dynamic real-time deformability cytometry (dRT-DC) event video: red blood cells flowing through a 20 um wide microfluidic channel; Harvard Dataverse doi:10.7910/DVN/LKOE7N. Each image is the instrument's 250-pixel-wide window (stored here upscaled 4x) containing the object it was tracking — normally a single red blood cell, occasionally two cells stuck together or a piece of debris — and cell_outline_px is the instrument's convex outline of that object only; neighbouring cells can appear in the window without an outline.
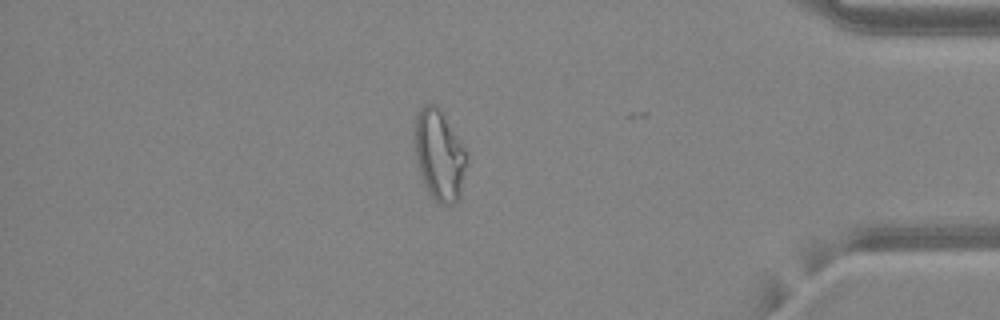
{"species": "common noctule bat (a hibernating species)", "species_latin": "Nyctalus noctula", "temperature_condition": "warm", "stored_images_in_passage": 43, "camera_frame_rate_fps": 3000, "um_per_image_px": 0.085, "animal": {"sex": "female", "body_mass_g": 24.6, "forearm_length_mm": 56.2}, "frame": {"image": 1, "passage_image": 42, "time_ms": 13.667, "image_size_px": [1000, 320], "cell_outline_px": [[468, 160], [460, 196], [452, 204], [440, 204], [428, 192], [424, 184], [416, 160], [416, 112], [424, 104], [436, 104], [440, 108], [464, 148], [468, 156]], "centroid_in_image_um": [37.36, 13.18], "position_along_channel_um": 397.8, "area_um2": 27.17}, "authors_computed_cell_mechanics": {"area_um2": 25.143, "velocity_mm_per_s": 4.2092, "shape_relaxation_time_tau1_ms": null, "shape_relaxation_time_tau2_ms": 1.4504, "deformation_change_tau1": null, "deformation_change_tau2": 0.0789}}